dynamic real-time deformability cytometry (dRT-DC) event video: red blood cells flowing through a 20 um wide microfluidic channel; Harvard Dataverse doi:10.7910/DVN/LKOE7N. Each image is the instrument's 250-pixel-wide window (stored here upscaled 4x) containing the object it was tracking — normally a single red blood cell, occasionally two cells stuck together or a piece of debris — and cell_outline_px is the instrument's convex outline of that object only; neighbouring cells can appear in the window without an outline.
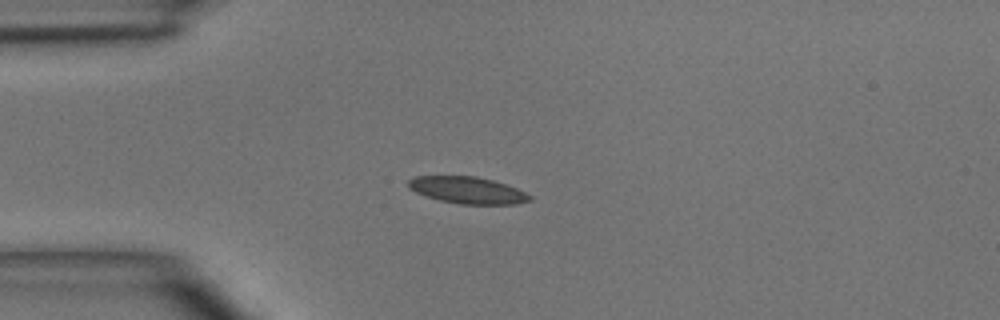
{"species": "common noctule bat (a hibernating species)", "species_latin": "Nyctalus noctula", "temperature_condition": "room temperature", "stored_images_in_passage": 3, "camera_frame_rate_fps": 3000, "um_per_image_px": 0.085, "animal": {"sex": "male", "body_mass_g": 15.6}, "frame": {"image": 1, "passage_image": 3, "time_ms": 2.333, "image_size_px": [1000, 320], "cell_outline_px": [[532, 200], [516, 204], [460, 204], [440, 200], [416, 192], [408, 188], [408, 180], [416, 176], [476, 176], [492, 180], [516, 188], [532, 196]], "centroid_in_image_um": [39.74, 16.16], "position_along_channel_um": 45.3, "area_um2": 18.79}}